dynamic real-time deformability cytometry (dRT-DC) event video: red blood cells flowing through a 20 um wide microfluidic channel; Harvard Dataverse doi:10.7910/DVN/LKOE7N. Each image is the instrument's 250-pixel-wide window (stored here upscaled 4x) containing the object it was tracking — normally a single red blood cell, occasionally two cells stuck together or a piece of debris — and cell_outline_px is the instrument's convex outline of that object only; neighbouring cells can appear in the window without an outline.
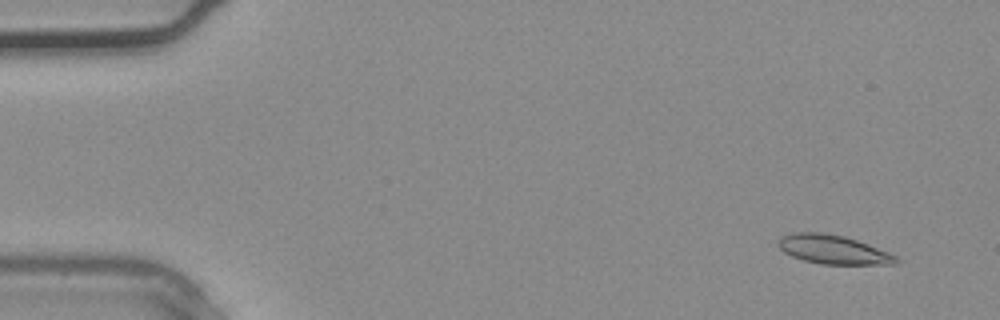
{"species": "common noctule bat (a hibernating species)", "species_latin": "Nyctalus noctula", "temperature_condition": "warm", "stored_images_in_passage": 3, "segment_of_instrument_passage": [2, 2], "camera_frame_rate_fps": 3000, "um_per_image_px": 0.085, "animal": {"sex": "male", "body_mass_g": 20.4}, "frame": {"image": 1, "passage_image": 3, "time_ms": 0.667, "image_size_px": [1000, 320], "cell_outline_px": [[900, 260], [896, 264], [820, 264], [804, 260], [792, 256], [784, 252], [776, 244], [784, 236], [792, 232], [820, 232], [844, 236], [868, 244], [888, 252], [896, 256]], "centroid_in_image_um": [70.82, 21.21], "position_along_channel_um": 14.2, "area_um2": 19.71}}